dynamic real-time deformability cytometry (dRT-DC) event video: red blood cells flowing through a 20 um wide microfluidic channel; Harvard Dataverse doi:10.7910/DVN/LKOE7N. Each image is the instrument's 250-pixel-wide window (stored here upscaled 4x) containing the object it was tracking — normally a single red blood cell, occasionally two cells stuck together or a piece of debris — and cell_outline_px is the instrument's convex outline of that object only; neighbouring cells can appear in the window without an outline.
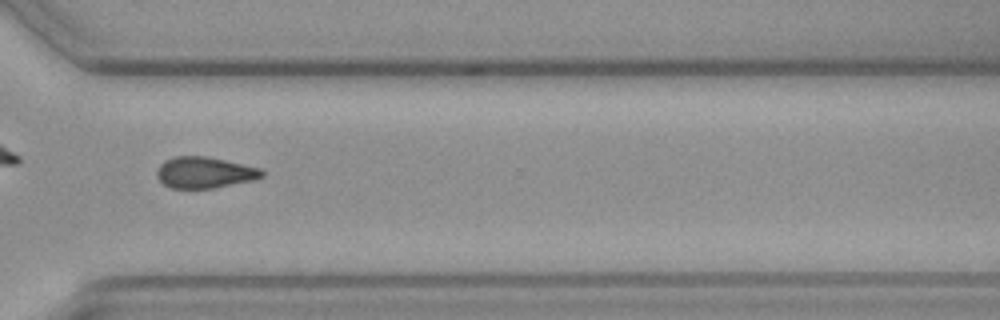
{"species": "common noctule bat (a hibernating species)", "species_latin": "Nyctalus noctula", "temperature_condition": "cold", "stored_images_in_passage": 54, "camera_frame_rate_fps": 3000, "um_per_image_px": 0.085, "animal": {"sex": "female", "body_mass_g": 19.3, "forearm_length_mm": 54.1}, "frame": {"image": 1, "passage_image": 39, "time_ms": 12.667, "image_size_px": [1000, 320], "cell_outline_px": [[264, 176], [256, 180], [212, 188], [172, 188], [164, 184], [156, 176], [156, 168], [164, 160], [176, 156], [204, 156], [224, 160], [260, 168], [264, 172]], "centroid_in_image_um": [17.38, 14.66], "position_along_channel_um": 353.2, "area_um2": 19.13}}
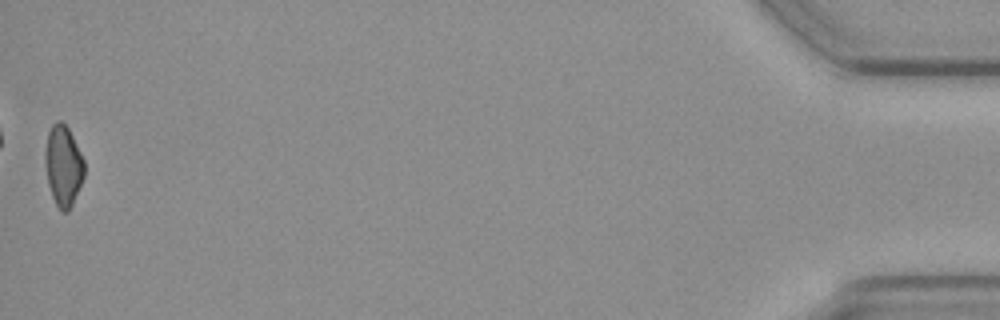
{"frame": {"image": 2, "passage_image": 54, "time_ms": 17.667, "image_size_px": [1000, 320], "cell_outline_px": [[84, 176], [72, 204], [68, 212], [60, 212], [52, 196], [48, 184], [44, 164], [44, 152], [48, 132], [52, 124], [56, 120], [60, 120], [68, 128], [84, 160]], "centroid_in_image_um": [5.35, 14.08], "position_along_channel_um": 429.9, "area_um2": 18.44}}